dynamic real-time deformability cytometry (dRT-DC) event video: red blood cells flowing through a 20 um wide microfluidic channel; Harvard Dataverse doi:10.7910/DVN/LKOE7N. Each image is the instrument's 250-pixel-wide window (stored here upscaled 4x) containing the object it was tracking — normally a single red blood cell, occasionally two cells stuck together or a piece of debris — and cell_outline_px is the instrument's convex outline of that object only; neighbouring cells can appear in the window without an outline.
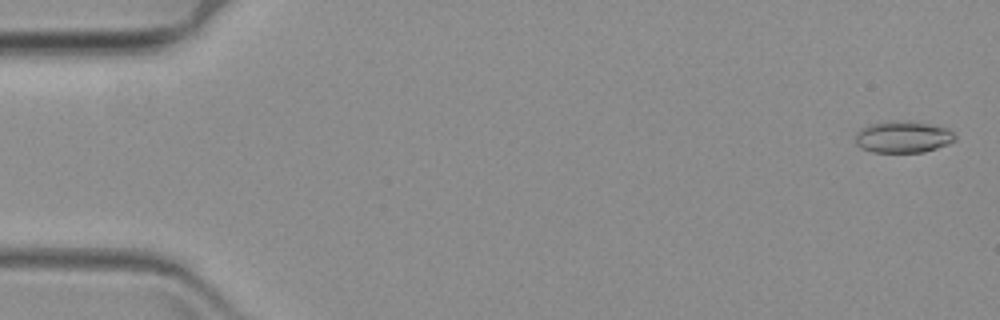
{"species": "common noctule bat (a hibernating species)", "species_latin": "Nyctalus noctula", "temperature_condition": "warm", "stored_images_in_passage": 57, "camera_frame_rate_fps": 3000, "um_per_image_px": 0.085, "animal": {"sex": "female", "body_mass_g": 19.3, "forearm_length_mm": 54.1}, "frame": {"image": 1, "passage_image": 2, "time_ms": 0.333, "image_size_px": [1000, 320], "cell_outline_px": [[956, 140], [948, 144], [924, 152], [872, 152], [856, 144], [856, 132], [868, 124], [888, 120], [912, 120], [948, 128], [956, 136]], "centroid_in_image_um": [76.77, 11.61], "position_along_channel_um": 8.2, "area_um2": 18.67}}
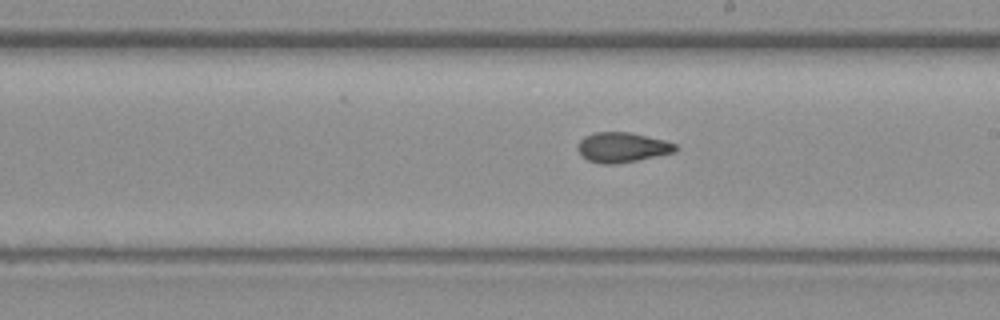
{"frame": {"image": 2, "passage_image": 36, "time_ms": 11.667, "image_size_px": [1000, 320], "cell_outline_px": [[680, 148], [676, 152], [616, 164], [600, 164], [588, 160], [580, 156], [576, 148], [576, 144], [584, 136], [596, 132], [628, 132], [664, 140], [676, 144]], "centroid_in_image_um": [52.85, 12.53], "position_along_channel_um": 236.1, "area_um2": 17.22}}
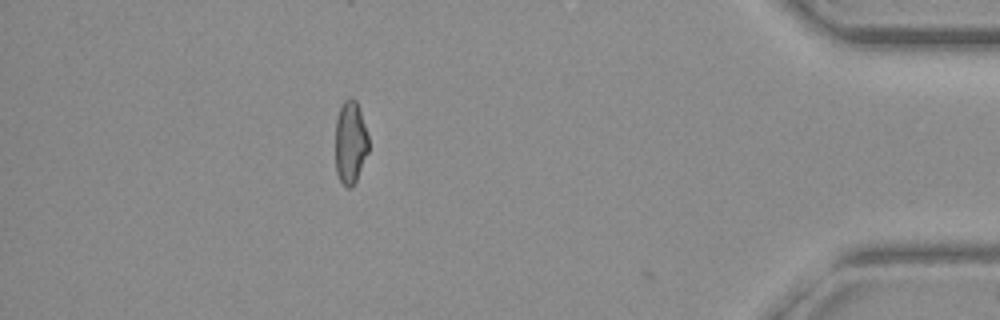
{"frame": {"image": 3, "passage_image": 56, "time_ms": 18.333, "image_size_px": [1000, 320], "cell_outline_px": [[368, 152], [356, 180], [352, 188], [348, 188], [340, 180], [336, 172], [336, 120], [340, 108], [344, 100], [348, 96], [352, 96], [356, 100], [368, 136]], "centroid_in_image_um": [29.78, 12.09], "position_along_channel_um": 405.4, "area_um2": 15.9}}